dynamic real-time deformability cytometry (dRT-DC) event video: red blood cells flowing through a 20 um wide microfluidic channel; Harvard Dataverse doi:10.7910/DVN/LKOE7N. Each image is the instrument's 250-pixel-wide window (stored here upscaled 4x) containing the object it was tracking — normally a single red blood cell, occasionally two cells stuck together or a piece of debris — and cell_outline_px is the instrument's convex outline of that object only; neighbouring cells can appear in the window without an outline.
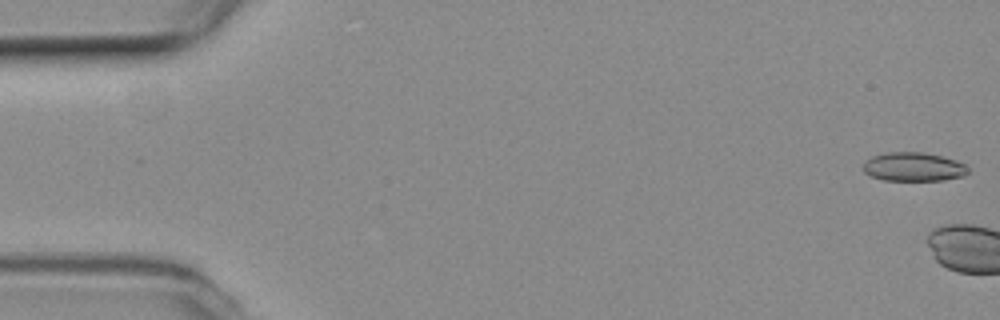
{"species": "common noctule bat (a hibernating species)", "species_latin": "Nyctalus noctula", "temperature_condition": "room temperature", "stored_images_in_passage": 4, "camera_frame_rate_fps": 3000, "um_per_image_px": 0.085, "animal": {"sex": "female", "body_mass_g": 19.3, "forearm_length_mm": 54.1}, "frame": {"image": 1, "passage_image": 1, "time_ms": 0.0, "image_size_px": [1000, 320], "cell_outline_px": [[968, 172], [964, 176], [944, 180], [884, 180], [872, 176], [864, 172], [864, 164], [872, 156], [888, 152], [924, 152], [956, 160], [964, 164], [968, 168]], "centroid_in_image_um": [77.67, 14.18], "position_along_channel_um": 7.3, "area_um2": 17.46}}